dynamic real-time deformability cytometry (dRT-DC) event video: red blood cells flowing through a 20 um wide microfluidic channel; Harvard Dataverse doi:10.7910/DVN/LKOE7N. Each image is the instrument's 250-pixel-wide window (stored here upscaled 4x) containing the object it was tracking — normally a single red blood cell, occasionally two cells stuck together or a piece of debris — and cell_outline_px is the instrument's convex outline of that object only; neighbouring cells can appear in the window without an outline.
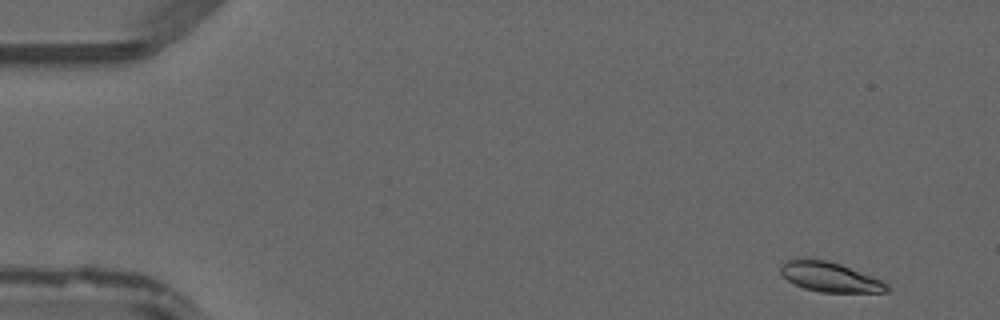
{"species": "common noctule bat (a hibernating species)", "species_latin": "Nyctalus noctula", "temperature_condition": "warm", "stored_images_in_passage": 45, "camera_frame_rate_fps": 3000, "um_per_image_px": 0.085, "animal": {"sex": "male", "forearm_length_mm": 52.5}, "frame": {"image": 1, "passage_image": 1, "time_ms": 0.0, "image_size_px": [1000, 320], "cell_outline_px": [[888, 292], [820, 292], [804, 288], [788, 280], [780, 272], [780, 268], [788, 260], [804, 256], [828, 260], [840, 264], [872, 276], [888, 284]], "centroid_in_image_um": [70.51, 23.51], "position_along_channel_um": 14.5, "area_um2": 18.44}}
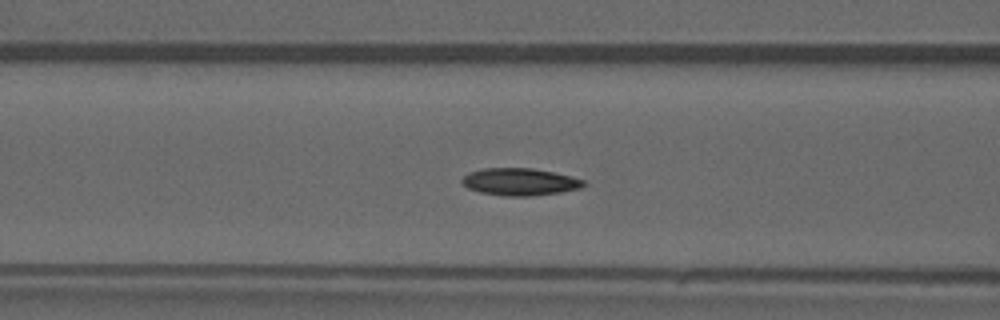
{"frame": {"image": 2, "passage_image": 17, "time_ms": 5.333, "image_size_px": [1000, 320], "cell_outline_px": [[584, 184], [580, 188], [560, 192], [532, 196], [504, 196], [480, 192], [468, 188], [460, 180], [468, 172], [484, 168], [532, 168], [572, 176], [584, 180]], "centroid_in_image_um": [44.16, 15.45], "position_along_channel_um": 122.4, "area_um2": 19.25}}
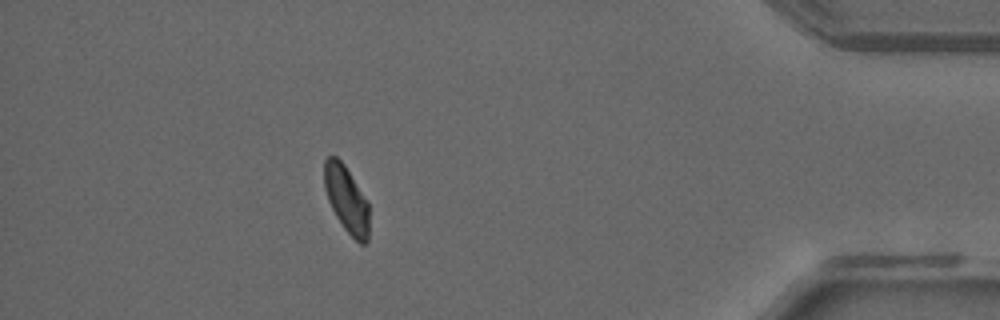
{"frame": {"image": 3, "passage_image": 40, "time_ms": 13.0, "image_size_px": [1000, 320], "cell_outline_px": [[368, 240], [364, 244], [360, 244], [344, 228], [336, 216], [328, 200], [324, 188], [324, 160], [328, 156], [336, 156], [344, 164], [368, 200]], "centroid_in_image_um": [29.45, 16.91], "position_along_channel_um": 405.8, "area_um2": 17.4}}